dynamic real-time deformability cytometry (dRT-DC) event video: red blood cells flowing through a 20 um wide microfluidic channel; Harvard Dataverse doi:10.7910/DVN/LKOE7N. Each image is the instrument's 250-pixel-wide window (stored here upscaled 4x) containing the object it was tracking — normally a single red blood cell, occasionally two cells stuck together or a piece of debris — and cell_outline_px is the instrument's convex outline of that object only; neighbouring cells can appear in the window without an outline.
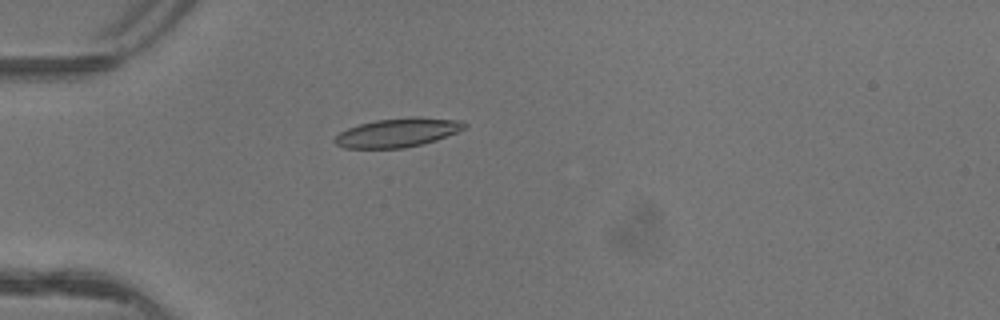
{"species": "common noctule bat (a hibernating species)", "species_latin": "Nyctalus noctula", "temperature_condition": "warm", "stored_images_in_passage": 4, "camera_frame_rate_fps": 3000, "um_per_image_px": 0.085, "animal": {"sex": "female"}, "frame": {"image": 1, "passage_image": 4, "time_ms": 1.0, "image_size_px": [1000, 320], "cell_outline_px": [[468, 124], [464, 128], [456, 132], [436, 140], [424, 144], [404, 148], [344, 148], [336, 144], [332, 140], [340, 132], [348, 128], [360, 124], [376, 120], [416, 116], [420, 116], [460, 120]], "centroid_in_image_um": [33.81, 11.27], "position_along_channel_um": 51.2, "area_um2": 21.91}}